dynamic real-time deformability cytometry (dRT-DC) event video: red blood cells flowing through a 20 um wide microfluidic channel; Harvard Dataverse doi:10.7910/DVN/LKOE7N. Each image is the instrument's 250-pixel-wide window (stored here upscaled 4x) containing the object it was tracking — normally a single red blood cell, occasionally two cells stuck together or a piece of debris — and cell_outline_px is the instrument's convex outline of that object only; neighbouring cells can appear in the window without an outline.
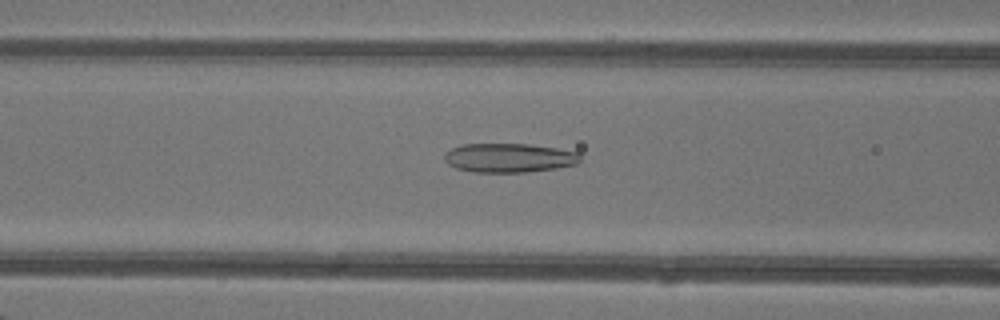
{"species": "common noctule bat (a hibernating species)", "species_latin": "Nyctalus noctula", "temperature_condition": "warm", "stored_images_in_passage": 42, "camera_frame_rate_fps": 3000, "um_per_image_px": 0.085, "animal": {"sex": "female"}, "frame": {"image": 1, "passage_image": 14, "time_ms": 4.333, "image_size_px": [1000, 320], "cell_outline_px": [[580, 160], [576, 164], [556, 168], [524, 172], [472, 172], [456, 168], [448, 164], [444, 160], [444, 152], [452, 148], [464, 144], [528, 144], [556, 148], [580, 152]], "centroid_in_image_um": [43.25, 13.41], "position_along_channel_um": 123.3, "area_um2": 23.06}}
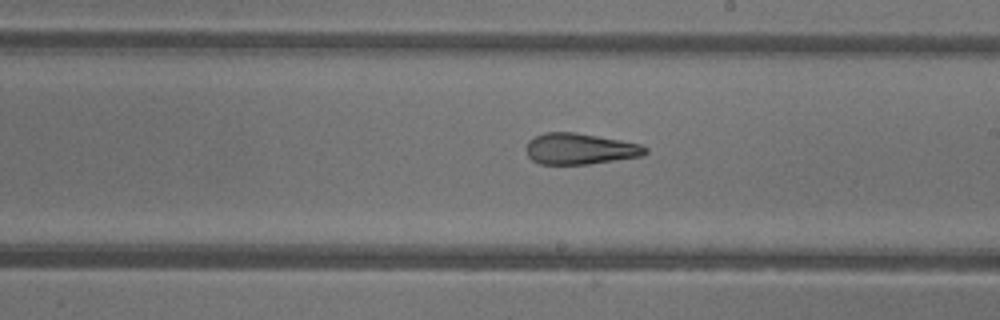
{"frame": {"image": 2, "passage_image": 22, "time_ms": 7.0, "image_size_px": [1000, 320], "cell_outline_px": [[648, 152], [644, 156], [588, 164], [540, 164], [532, 160], [528, 156], [524, 148], [528, 140], [544, 132], [576, 132], [620, 140], [640, 144], [648, 148]], "centroid_in_image_um": [49.28, 12.65], "position_along_channel_um": 239.7, "area_um2": 21.79}}
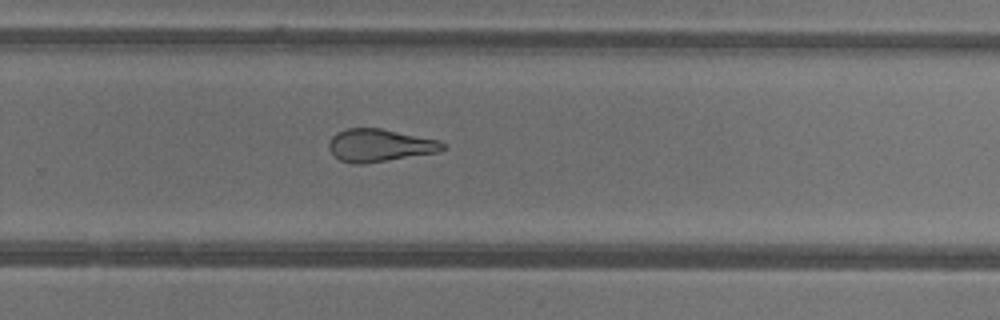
{"frame": {"image": 3, "passage_image": 26, "time_ms": 8.333, "image_size_px": [1000, 320], "cell_outline_px": [[448, 148], [440, 152], [388, 160], [360, 164], [356, 164], [340, 160], [328, 148], [328, 144], [332, 136], [336, 132], [348, 128], [380, 128], [440, 140]], "centroid_in_image_um": [32.3, 12.35], "position_along_channel_um": 297.5, "area_um2": 21.68}, "authors_computed_cell_mechanics": {"area_um2": 24.854, "velocity_mm_per_s": 4.3703, "shape_relaxation_time_tau1_ms": null, "shape_relaxation_time_tau2_ms": 2.0458, "deformation_change_tau1": null, "deformation_change_tau2": 0.1088}}